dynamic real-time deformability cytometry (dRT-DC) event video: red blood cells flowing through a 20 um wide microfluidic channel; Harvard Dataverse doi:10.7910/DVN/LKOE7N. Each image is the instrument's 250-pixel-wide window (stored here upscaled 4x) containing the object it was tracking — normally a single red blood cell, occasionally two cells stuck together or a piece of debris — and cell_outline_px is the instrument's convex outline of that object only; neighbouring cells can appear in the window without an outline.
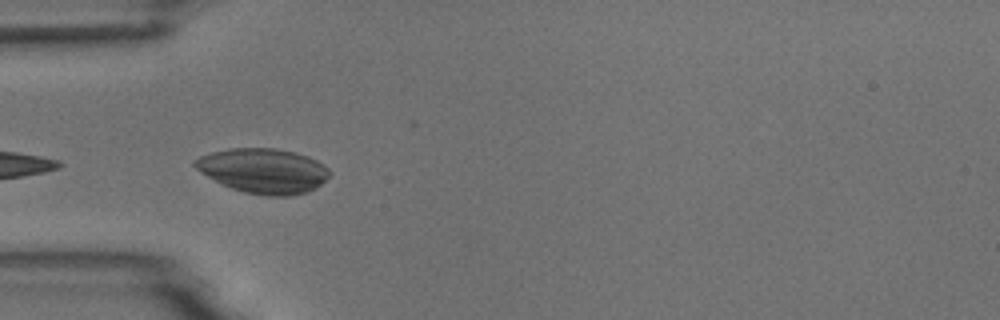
{"species": "common noctule bat (a hibernating species)", "species_latin": "Nyctalus noctula", "temperature_condition": "room temperature", "stored_images_in_passage": 8, "camera_frame_rate_fps": 3000, "um_per_image_px": 0.085, "animal": {"sex": "male", "body_mass_g": 18.8}, "frame": {"image": 1, "passage_image": 4, "time_ms": 3.333, "image_size_px": [1000, 320], "cell_outline_px": [[332, 172], [316, 188], [308, 192], [288, 196], [264, 196], [244, 192], [220, 184], [200, 172], [192, 164], [200, 156], [212, 152], [228, 148], [276, 148], [296, 152], [308, 156], [324, 164]], "centroid_in_image_um": [22.39, 14.52], "position_along_channel_um": 62.6, "area_um2": 35.37}}
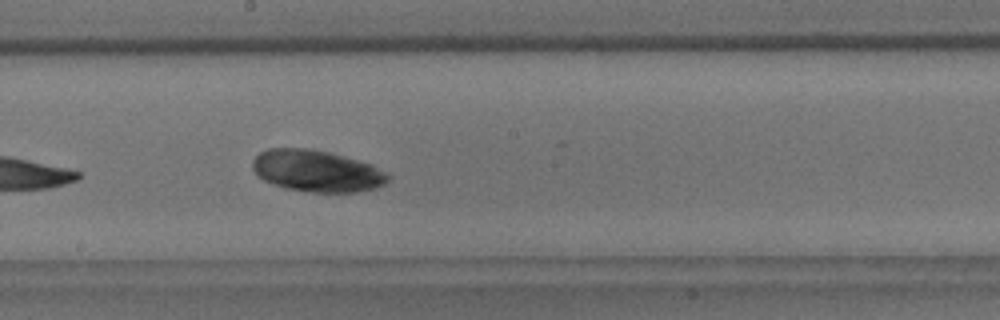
{"frame": {"image": 2, "passage_image": 8, "time_ms": 7.667, "image_size_px": [1000, 320], "cell_outline_px": [[392, 176], [384, 184], [376, 188], [356, 192], [312, 192], [288, 188], [264, 180], [256, 176], [252, 168], [252, 160], [260, 152], [268, 148], [312, 148], [344, 156], [372, 164], [388, 172]], "centroid_in_image_um": [26.95, 14.52], "position_along_channel_um": 221.3, "area_um2": 33.06}}